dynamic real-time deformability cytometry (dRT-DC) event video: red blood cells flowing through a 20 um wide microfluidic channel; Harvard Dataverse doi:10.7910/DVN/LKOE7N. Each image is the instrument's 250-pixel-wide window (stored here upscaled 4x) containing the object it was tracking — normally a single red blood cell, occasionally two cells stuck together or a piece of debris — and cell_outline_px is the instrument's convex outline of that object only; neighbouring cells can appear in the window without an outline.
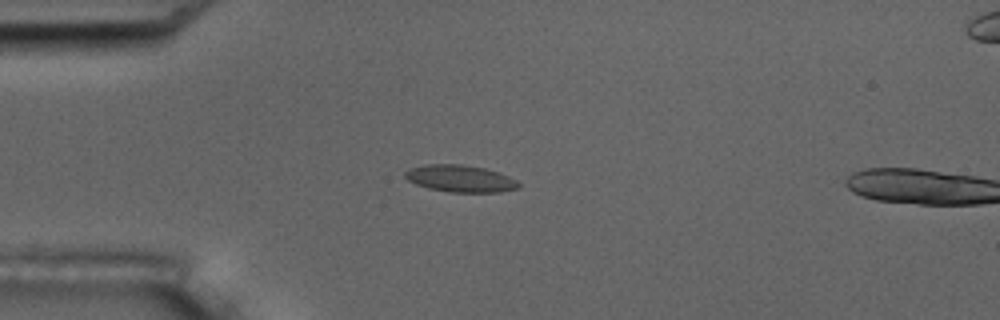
{"species": "common noctule bat (a hibernating species)", "species_latin": "Nyctalus noctula", "temperature_condition": "room temperature", "stored_images_in_passage": 4, "camera_frame_rate_fps": 3000, "um_per_image_px": 0.085, "animal": {"sex": "male", "body_mass_g": 17.5, "forearm_length_mm": 52.3}, "frame": {"image": 1, "passage_image": 3, "time_ms": 3.333, "image_size_px": [1000, 320], "cell_outline_px": [[520, 188], [500, 192], [448, 192], [428, 188], [416, 184], [408, 180], [404, 176], [404, 172], [408, 168], [424, 164], [460, 164], [484, 168], [508, 176], [516, 180], [520, 184]], "centroid_in_image_um": [39.09, 15.18], "position_along_channel_um": 45.9, "area_um2": 17.92}}